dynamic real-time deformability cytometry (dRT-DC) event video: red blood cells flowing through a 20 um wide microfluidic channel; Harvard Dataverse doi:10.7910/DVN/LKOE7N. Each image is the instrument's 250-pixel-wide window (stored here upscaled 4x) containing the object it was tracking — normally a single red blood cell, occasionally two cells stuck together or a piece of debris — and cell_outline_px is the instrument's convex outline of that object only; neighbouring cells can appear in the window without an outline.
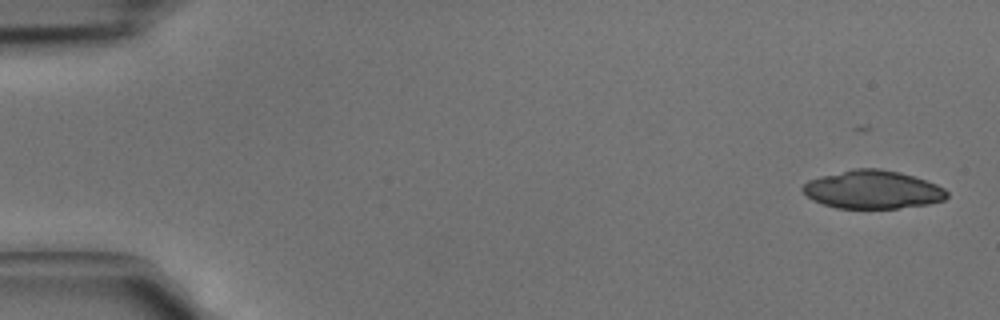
{"species": "common noctule bat (a hibernating species)", "species_latin": "Nyctalus noctula", "temperature_condition": "cold", "stored_images_in_passage": 4, "camera_frame_rate_fps": 3000, "um_per_image_px": 0.085, "animal": {"sex": "male", "body_mass_g": 15.6}, "frame": {"image": 1, "passage_image": 1, "time_ms": 0.0, "image_size_px": [1000, 320], "cell_outline_px": [[948, 196], [944, 200], [928, 204], [896, 208], [836, 208], [812, 200], [800, 188], [808, 180], [820, 176], [852, 168], [880, 168], [900, 172], [936, 184], [944, 188], [948, 192]], "centroid_in_image_um": [74.16, 16.11], "position_along_channel_um": 10.8, "area_um2": 32.14}}